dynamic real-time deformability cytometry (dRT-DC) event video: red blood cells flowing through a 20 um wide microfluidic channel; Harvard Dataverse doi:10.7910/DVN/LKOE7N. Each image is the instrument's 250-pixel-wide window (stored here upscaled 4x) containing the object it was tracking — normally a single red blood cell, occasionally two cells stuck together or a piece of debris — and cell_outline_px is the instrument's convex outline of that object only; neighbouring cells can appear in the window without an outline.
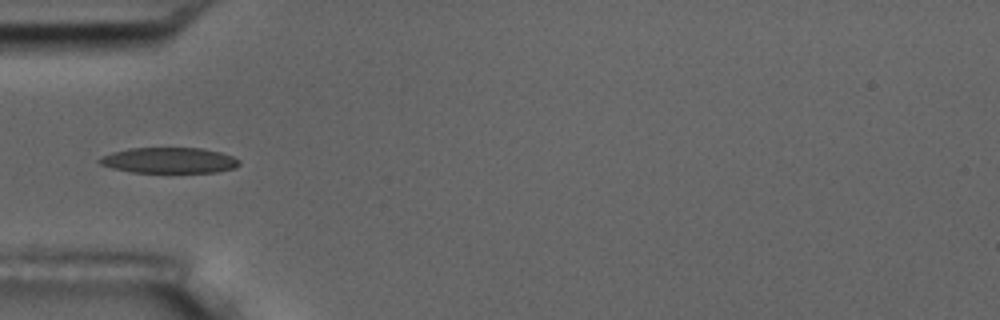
{"species": "common noctule bat (a hibernating species)", "species_latin": "Nyctalus noctula", "temperature_condition": "room temperature", "stored_images_in_passage": 6, "camera_frame_rate_fps": 3000, "um_per_image_px": 0.085, "animal": {"sex": "male", "body_mass_g": 17.5, "forearm_length_mm": 52.3}, "frame": {"image": 1, "passage_image": 1, "time_ms": 0.0, "image_size_px": [1000, 320], "cell_outline_px": [[240, 164], [236, 168], [216, 172], [132, 172], [112, 168], [100, 164], [96, 160], [100, 156], [112, 152], [128, 148], [200, 148], [220, 152], [232, 156], [240, 160]], "centroid_in_image_um": [14.36, 13.63], "position_along_channel_um": 70.6, "area_um2": 20.98}}
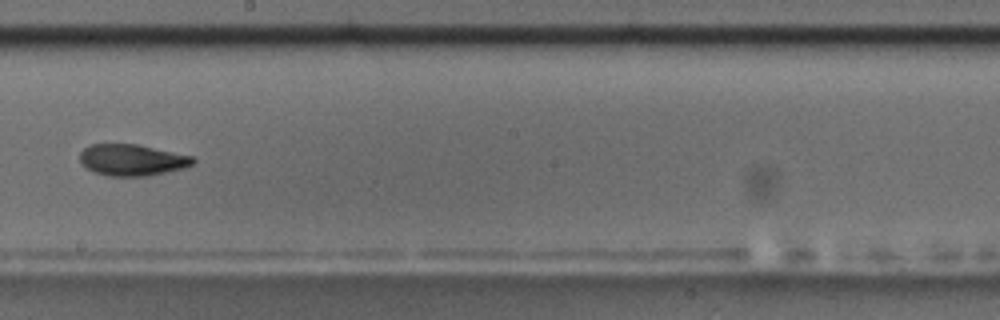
{"frame": {"image": 2, "passage_image": 5, "time_ms": 1.333, "image_size_px": [1000, 320], "cell_outline_px": [[196, 160], [192, 164], [184, 168], [148, 176], [108, 176], [92, 172], [80, 160], [80, 152], [88, 144], [136, 144], [192, 156]], "centroid_in_image_um": [11.21, 13.6], "position_along_channel_um": 237.0, "area_um2": 20.63}}
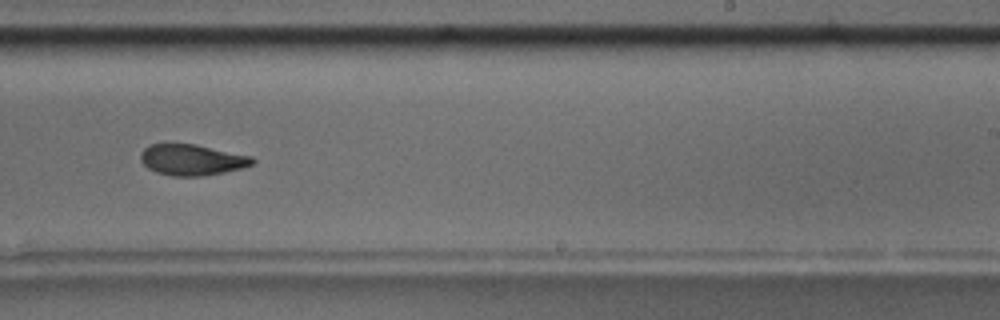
{"frame": {"image": 3, "passage_image": 6, "time_ms": 1.667, "image_size_px": [1000, 320], "cell_outline_px": [[256, 160], [252, 164], [240, 168], [224, 172], [204, 176], [172, 176], [156, 172], [148, 168], [140, 160], [140, 152], [148, 144], [196, 144], [252, 156]], "centroid_in_image_um": [16.29, 13.58], "position_along_channel_um": 272.7, "area_um2": 20.23}}